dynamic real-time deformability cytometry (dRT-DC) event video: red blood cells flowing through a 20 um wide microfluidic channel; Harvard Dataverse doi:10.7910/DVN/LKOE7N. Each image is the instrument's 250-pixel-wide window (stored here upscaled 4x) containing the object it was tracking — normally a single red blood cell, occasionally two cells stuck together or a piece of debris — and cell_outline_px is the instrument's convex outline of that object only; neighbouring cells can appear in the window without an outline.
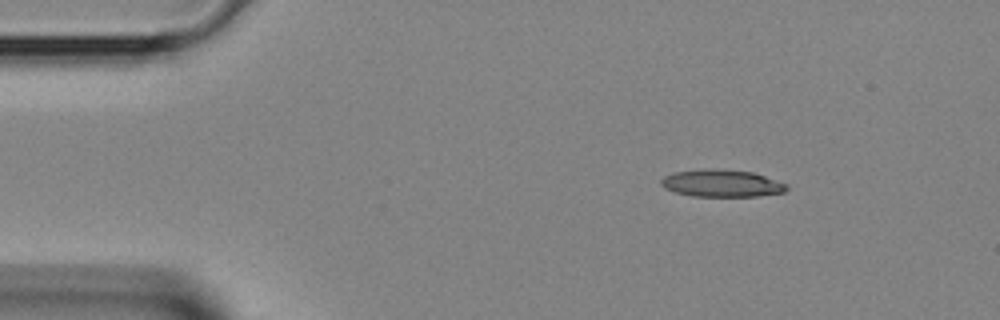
{"species": "Egyptian fruit bat (a non-hibernating species)", "species_latin": "Rousettus aegyptiacus", "temperature_condition": "room temperature", "stored_images_in_passage": 3, "camera_frame_rate_fps": 3000, "um_per_image_px": 0.085, "animal": {"sex": "female"}, "frame": {"image": 1, "passage_image": 1, "time_ms": 0.0, "image_size_px": [1000, 320], "cell_outline_px": [[788, 188], [784, 192], [756, 196], [692, 196], [676, 192], [664, 188], [660, 184], [660, 180], [664, 176], [676, 172], [704, 168], [708, 168], [752, 172], [788, 184]], "centroid_in_image_um": [61.32, 15.58], "position_along_channel_um": 23.7, "area_um2": 19.83}}
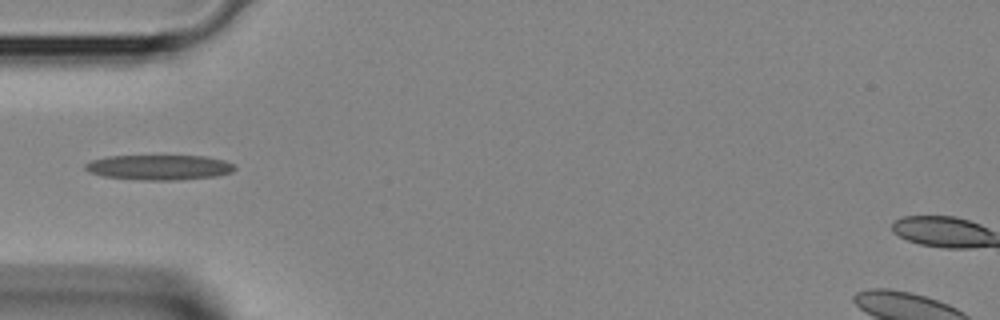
{"frame": {"image": 2, "passage_image": 3, "time_ms": 0.667, "image_size_px": [1000, 320], "cell_outline_px": [[236, 168], [232, 172], [216, 176], [180, 180], [144, 180], [104, 176], [88, 172], [84, 168], [84, 164], [92, 160], [108, 156], [204, 156], [224, 160], [236, 164]], "centroid_in_image_um": [13.55, 14.22], "position_along_channel_um": 71.4, "area_um2": 21.91}}